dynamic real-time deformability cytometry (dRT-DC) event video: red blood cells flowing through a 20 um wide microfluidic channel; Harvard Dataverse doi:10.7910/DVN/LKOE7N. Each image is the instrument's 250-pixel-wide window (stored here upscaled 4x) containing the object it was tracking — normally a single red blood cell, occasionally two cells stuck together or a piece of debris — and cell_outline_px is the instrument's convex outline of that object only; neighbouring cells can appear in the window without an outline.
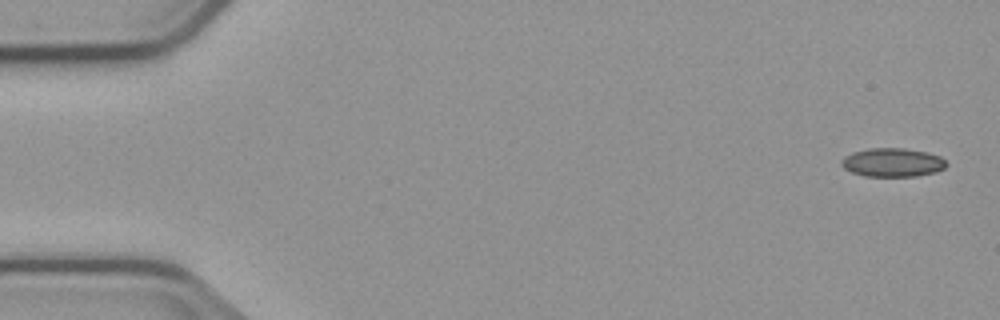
{"species": "common noctule bat (a hibernating species)", "species_latin": "Nyctalus noctula", "temperature_condition": "cold", "stored_images_in_passage": 6, "segment_of_instrument_passage": [1, 2], "camera_frame_rate_fps": 3000, "um_per_image_px": 0.085, "animal": {"sex": "male", "body_mass_g": 23.1, "forearm_length_mm": 52.7}, "frame": {"image": 1, "passage_image": 1, "time_ms": 0.0, "image_size_px": [1000, 320], "cell_outline_px": [[948, 164], [944, 168], [936, 172], [916, 176], [864, 176], [852, 172], [844, 168], [840, 164], [840, 160], [844, 156], [852, 152], [868, 148], [904, 148], [928, 152], [940, 156]], "centroid_in_image_um": [75.85, 13.8], "position_along_channel_um": 9.2, "area_um2": 17.69}}
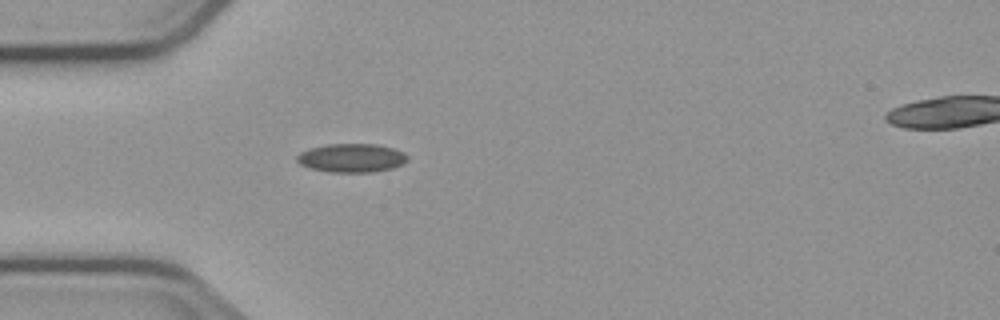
{"frame": {"image": 2, "passage_image": 5, "time_ms": 4.667, "image_size_px": [1000, 320], "cell_outline_px": [[408, 160], [404, 164], [392, 168], [372, 172], [328, 172], [308, 168], [300, 164], [296, 160], [296, 156], [300, 152], [308, 148], [328, 144], [376, 144], [392, 148], [404, 152], [408, 156]], "centroid_in_image_um": [29.87, 13.43], "position_along_channel_um": 55.1, "area_um2": 18.67}}